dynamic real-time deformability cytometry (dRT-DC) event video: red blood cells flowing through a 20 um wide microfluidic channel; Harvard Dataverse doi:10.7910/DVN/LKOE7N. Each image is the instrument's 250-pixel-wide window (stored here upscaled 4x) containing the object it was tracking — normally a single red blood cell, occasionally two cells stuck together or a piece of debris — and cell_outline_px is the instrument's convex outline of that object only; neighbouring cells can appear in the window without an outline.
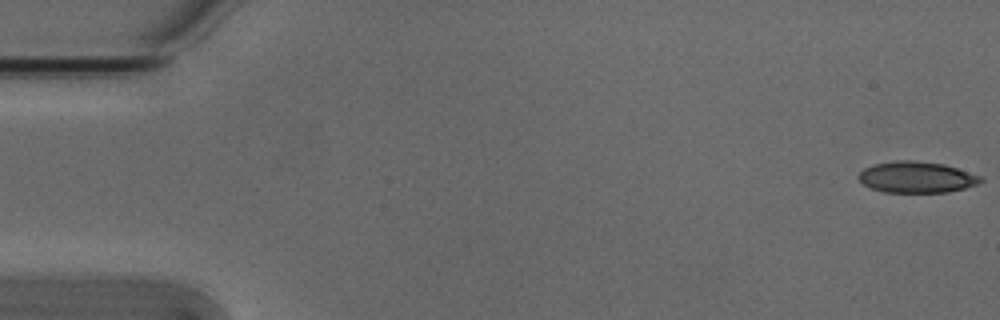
{"species": "Egyptian fruit bat (a non-hibernating species)", "species_latin": "Rousettus aegyptiacus", "temperature_condition": "cold", "stored_images_in_passage": 53, "camera_frame_rate_fps": 3000, "um_per_image_px": 0.085, "animal": {"sex": "male"}, "frame": {"image": 1, "passage_image": 1, "time_ms": 0.0, "image_size_px": [1000, 320], "cell_outline_px": [[984, 180], [976, 184], [964, 188], [948, 192], [884, 192], [872, 188], [864, 184], [856, 176], [864, 168], [876, 164], [896, 160], [912, 160], [944, 164], [984, 176]], "centroid_in_image_um": [77.94, 15.05], "position_along_channel_um": 7.1, "area_um2": 22.2}}
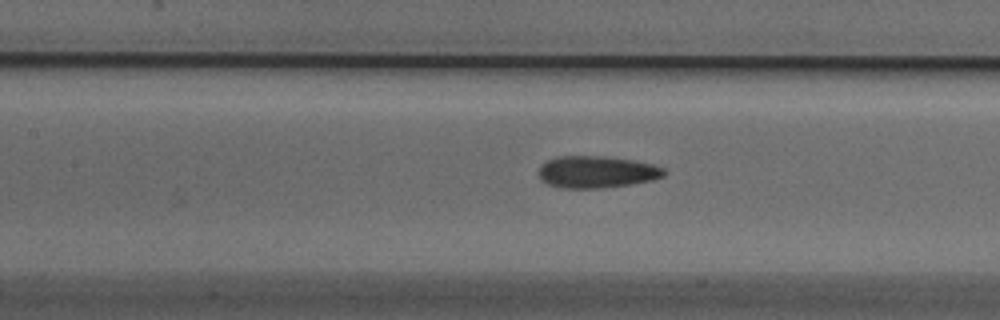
{"frame": {"image": 2, "passage_image": 24, "time_ms": 7.667, "image_size_px": [1000, 320], "cell_outline_px": [[668, 172], [664, 176], [652, 180], [632, 184], [604, 188], [564, 188], [548, 184], [540, 180], [540, 164], [556, 156], [604, 156], [632, 160], [652, 164], [664, 168]], "centroid_in_image_um": [50.73, 14.61], "position_along_channel_um": 156.7, "area_um2": 23.47}}
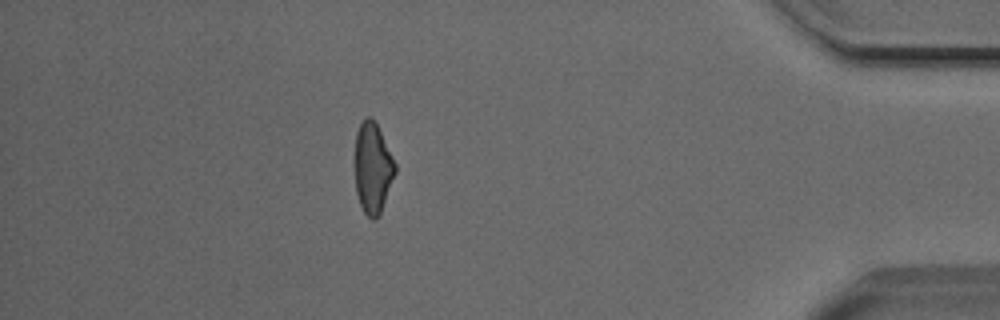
{"frame": {"image": 3, "passage_image": 47, "time_ms": 15.333, "image_size_px": [1000, 320], "cell_outline_px": [[396, 172], [380, 216], [376, 220], [372, 220], [364, 212], [360, 204], [356, 192], [356, 132], [360, 124], [368, 116], [372, 116], [396, 164]], "centroid_in_image_um": [31.7, 14.33], "position_along_channel_um": 403.5, "area_um2": 21.04}, "authors_computed_cell_mechanics": {"area_um2": 22.7154, "velocity_mm_per_s": 3.847, "shape_relaxation_time_tau1_ms": 6.7383, "shape_relaxation_time_tau2_ms": 2.5329, "deformation_change_tau1": 0.1676, "deformation_change_tau2": 0.1018}}